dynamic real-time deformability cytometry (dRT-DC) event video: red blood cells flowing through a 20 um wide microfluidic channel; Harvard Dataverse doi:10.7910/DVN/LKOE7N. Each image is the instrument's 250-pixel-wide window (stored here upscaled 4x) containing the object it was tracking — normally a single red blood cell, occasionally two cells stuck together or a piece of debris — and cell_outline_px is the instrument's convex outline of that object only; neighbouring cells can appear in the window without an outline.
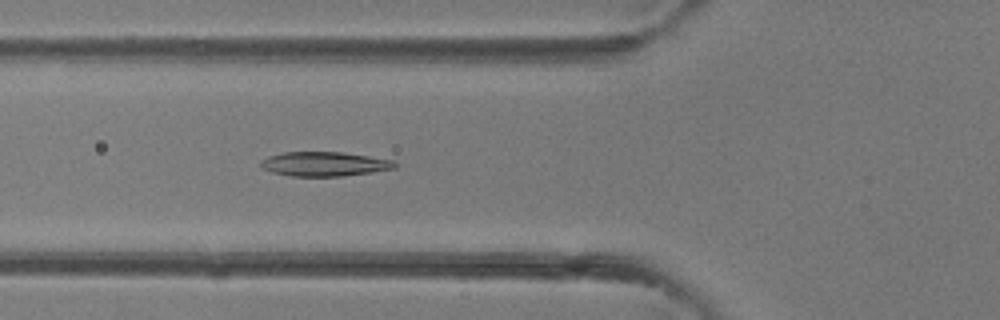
{"species": "common noctule bat (a hibernating species)", "species_latin": "Nyctalus noctula", "temperature_condition": "room temperature", "stored_images_in_passage": 31, "camera_frame_rate_fps": 3000, "um_per_image_px": 0.085, "animal": {"sex": "female"}, "frame": {"image": 1, "passage_image": 5, "time_ms": 1.333, "image_size_px": [1000, 320], "cell_outline_px": [[396, 168], [372, 172], [344, 176], [292, 176], [272, 172], [264, 168], [260, 164], [260, 160], [268, 156], [284, 152], [340, 152], [368, 156], [392, 160], [396, 164]], "centroid_in_image_um": [27.56, 13.94], "position_along_channel_um": 98.2, "area_um2": 18.9}}
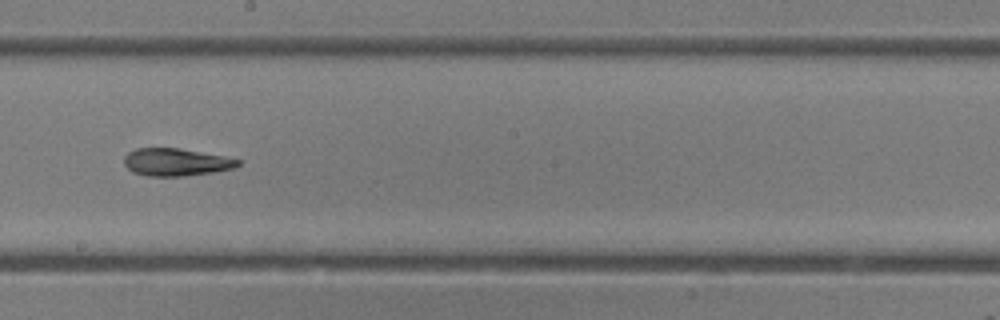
{"frame": {"image": 2, "passage_image": 13, "time_ms": 4.0, "image_size_px": [1000, 320], "cell_outline_px": [[240, 164], [232, 168], [212, 172], [184, 176], [148, 176], [132, 172], [124, 164], [124, 156], [128, 152], [136, 148], [180, 148], [224, 156], [240, 160]], "centroid_in_image_um": [14.92, 13.77], "position_along_channel_um": 233.3, "area_um2": 18.21}}
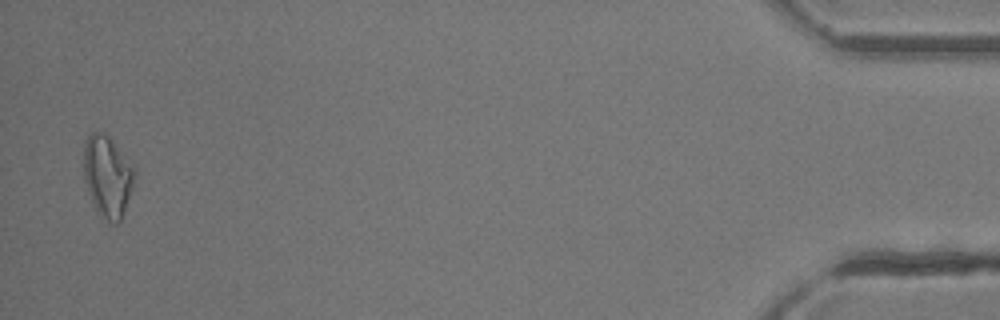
{"frame": {"image": 3, "passage_image": 30, "time_ms": 9.667, "image_size_px": [1000, 320], "cell_outline_px": [[136, 172], [132, 188], [120, 220], [116, 224], [112, 224], [100, 216], [96, 212], [84, 180], [84, 140], [92, 132], [100, 132], [108, 136], [112, 140], [136, 168]], "centroid_in_image_um": [9.13, 14.98], "position_along_channel_um": 426.1, "area_um2": 24.1}}